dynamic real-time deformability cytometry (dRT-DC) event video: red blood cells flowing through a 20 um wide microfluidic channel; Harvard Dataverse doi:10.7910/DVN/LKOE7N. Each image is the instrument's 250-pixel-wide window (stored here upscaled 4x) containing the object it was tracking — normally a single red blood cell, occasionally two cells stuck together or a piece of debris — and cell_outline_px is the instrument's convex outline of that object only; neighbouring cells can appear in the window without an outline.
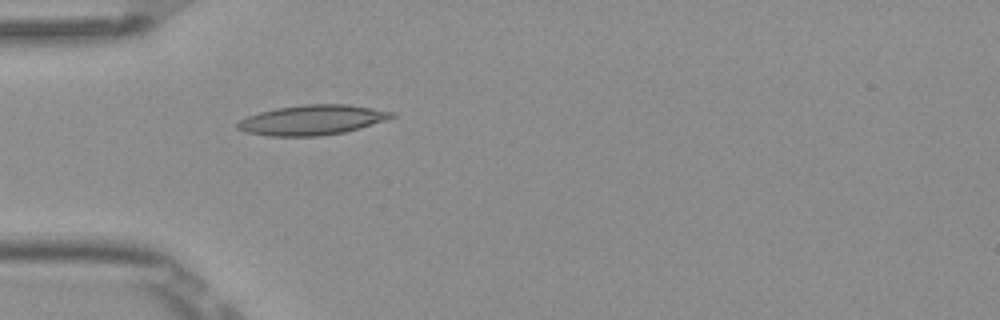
{"species": "Egyptian fruit bat (a non-hibernating species)", "species_latin": "Rousettus aegyptiacus", "temperature_condition": "room temperature", "stored_images_in_passage": 4, "camera_frame_rate_fps": 3000, "um_per_image_px": 0.085, "frame": {"image": 1, "passage_image": 4, "time_ms": 1.0, "image_size_px": [1000, 320], "cell_outline_px": [[396, 116], [360, 128], [344, 132], [320, 136], [268, 136], [244, 132], [236, 128], [236, 124], [240, 120], [248, 116], [260, 112], [276, 108], [304, 104], [348, 104], [396, 112]], "centroid_in_image_um": [26.52, 10.2], "position_along_channel_um": 58.5, "area_um2": 26.93}}